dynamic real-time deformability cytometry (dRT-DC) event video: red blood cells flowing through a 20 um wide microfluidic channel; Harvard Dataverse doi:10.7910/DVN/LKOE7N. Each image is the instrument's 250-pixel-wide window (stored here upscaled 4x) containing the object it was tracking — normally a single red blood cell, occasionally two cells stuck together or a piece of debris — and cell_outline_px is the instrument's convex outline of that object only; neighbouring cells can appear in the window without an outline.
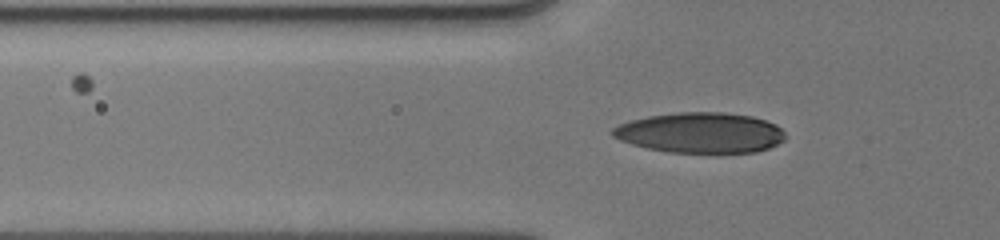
{"species": "human", "species_latin": "Homo sapiens", "temperature_condition": "cold", "stored_images_in_passage": 30, "camera_frame_rate_fps": 3000, "um_per_image_px": 0.085, "donor": {"sex": "male"}, "frame": {"image": 1, "passage_image": 11, "time_ms": 4.0, "image_size_px": [1000, 240], "cell_outline_px": [[788, 136], [784, 140], [768, 148], [756, 152], [668, 152], [648, 148], [632, 144], [620, 140], [612, 136], [612, 128], [628, 120], [648, 116], [680, 112], [724, 112], [752, 116], [776, 124]], "centroid_in_image_um": [59.54, 11.27], "position_along_channel_um": 66.3, "area_um2": 40.63}}
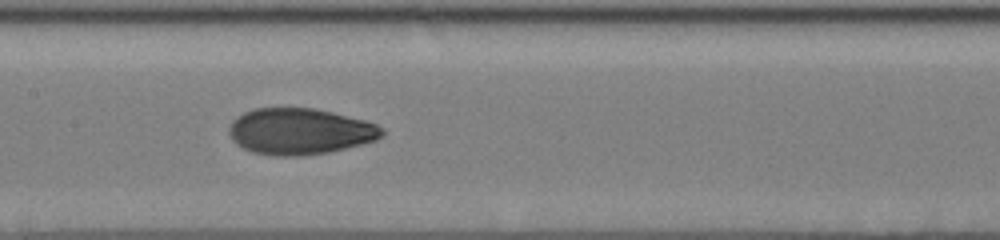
{"frame": {"image": 2, "passage_image": 23, "time_ms": 7.0, "image_size_px": [1000, 240], "cell_outline_px": [[384, 136], [376, 140], [328, 152], [304, 156], [272, 156], [252, 152], [236, 144], [232, 140], [228, 132], [228, 128], [232, 120], [236, 116], [244, 112], [256, 108], [312, 108], [332, 112], [364, 120], [376, 124], [384, 128]], "centroid_in_image_um": [25.46, 11.17], "position_along_channel_um": 181.9, "area_um2": 41.38}}
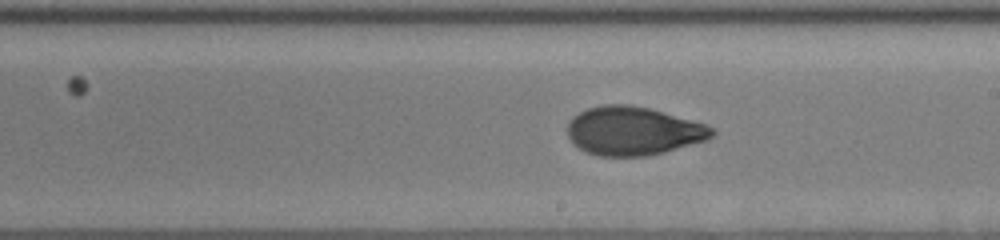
{"frame": {"image": 3, "passage_image": 27, "time_ms": 8.333, "image_size_px": [1000, 240], "cell_outline_px": [[716, 132], [708, 140], [664, 152], [644, 156], [600, 156], [584, 152], [572, 144], [568, 136], [568, 120], [572, 116], [588, 108], [604, 104], [628, 104], [648, 108], [708, 124]], "centroid_in_image_um": [53.81, 11.13], "position_along_channel_um": 235.2, "area_um2": 41.15}}